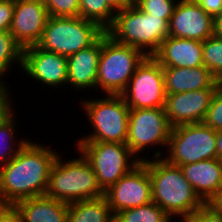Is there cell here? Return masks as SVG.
Segmentation results:
<instances>
[{"label":"cell","mask_w":222,"mask_h":222,"mask_svg":"<svg viewBox=\"0 0 222 222\" xmlns=\"http://www.w3.org/2000/svg\"><path fill=\"white\" fill-rule=\"evenodd\" d=\"M57 150L28 140L4 166L0 167V205L43 196Z\"/></svg>","instance_id":"obj_1"},{"label":"cell","mask_w":222,"mask_h":222,"mask_svg":"<svg viewBox=\"0 0 222 222\" xmlns=\"http://www.w3.org/2000/svg\"><path fill=\"white\" fill-rule=\"evenodd\" d=\"M157 150L152 159L142 161L150 175L153 202L173 219L203 208L206 204L183 176L180 167L163 159L162 149Z\"/></svg>","instance_id":"obj_2"},{"label":"cell","mask_w":222,"mask_h":222,"mask_svg":"<svg viewBox=\"0 0 222 222\" xmlns=\"http://www.w3.org/2000/svg\"><path fill=\"white\" fill-rule=\"evenodd\" d=\"M80 158L63 160L58 154L49 172L45 196L66 203L105 196L90 162Z\"/></svg>","instance_id":"obj_3"},{"label":"cell","mask_w":222,"mask_h":222,"mask_svg":"<svg viewBox=\"0 0 222 222\" xmlns=\"http://www.w3.org/2000/svg\"><path fill=\"white\" fill-rule=\"evenodd\" d=\"M168 24L165 19L150 16L132 3L115 13L113 23L105 32L114 41L153 56L169 36Z\"/></svg>","instance_id":"obj_4"},{"label":"cell","mask_w":222,"mask_h":222,"mask_svg":"<svg viewBox=\"0 0 222 222\" xmlns=\"http://www.w3.org/2000/svg\"><path fill=\"white\" fill-rule=\"evenodd\" d=\"M146 57L142 51L114 41L105 32L98 61L97 88L106 95H120Z\"/></svg>","instance_id":"obj_5"},{"label":"cell","mask_w":222,"mask_h":222,"mask_svg":"<svg viewBox=\"0 0 222 222\" xmlns=\"http://www.w3.org/2000/svg\"><path fill=\"white\" fill-rule=\"evenodd\" d=\"M81 101L93 132L77 141L126 143L130 108L120 95Z\"/></svg>","instance_id":"obj_6"},{"label":"cell","mask_w":222,"mask_h":222,"mask_svg":"<svg viewBox=\"0 0 222 222\" xmlns=\"http://www.w3.org/2000/svg\"><path fill=\"white\" fill-rule=\"evenodd\" d=\"M104 33L99 25L82 17L49 16L36 45L68 57L93 45Z\"/></svg>","instance_id":"obj_7"},{"label":"cell","mask_w":222,"mask_h":222,"mask_svg":"<svg viewBox=\"0 0 222 222\" xmlns=\"http://www.w3.org/2000/svg\"><path fill=\"white\" fill-rule=\"evenodd\" d=\"M75 145L90 162L104 192L140 163L126 143L76 141Z\"/></svg>","instance_id":"obj_8"},{"label":"cell","mask_w":222,"mask_h":222,"mask_svg":"<svg viewBox=\"0 0 222 222\" xmlns=\"http://www.w3.org/2000/svg\"><path fill=\"white\" fill-rule=\"evenodd\" d=\"M165 157L167 162L182 166L217 158L216 130L204 123L172 128Z\"/></svg>","instance_id":"obj_9"},{"label":"cell","mask_w":222,"mask_h":222,"mask_svg":"<svg viewBox=\"0 0 222 222\" xmlns=\"http://www.w3.org/2000/svg\"><path fill=\"white\" fill-rule=\"evenodd\" d=\"M172 127L164 107L151 109H130L126 145L140 162L145 160L138 156L148 147L161 148L168 145ZM155 145V146H154ZM138 157V158H137Z\"/></svg>","instance_id":"obj_10"},{"label":"cell","mask_w":222,"mask_h":222,"mask_svg":"<svg viewBox=\"0 0 222 222\" xmlns=\"http://www.w3.org/2000/svg\"><path fill=\"white\" fill-rule=\"evenodd\" d=\"M130 109L164 107L166 92L162 66L147 56L120 94Z\"/></svg>","instance_id":"obj_11"},{"label":"cell","mask_w":222,"mask_h":222,"mask_svg":"<svg viewBox=\"0 0 222 222\" xmlns=\"http://www.w3.org/2000/svg\"><path fill=\"white\" fill-rule=\"evenodd\" d=\"M105 198L114 216L120 211L153 202L152 186L147 166L140 162L105 191Z\"/></svg>","instance_id":"obj_12"},{"label":"cell","mask_w":222,"mask_h":222,"mask_svg":"<svg viewBox=\"0 0 222 222\" xmlns=\"http://www.w3.org/2000/svg\"><path fill=\"white\" fill-rule=\"evenodd\" d=\"M21 69L48 88H59L67 82V57L46 51L37 45L23 49Z\"/></svg>","instance_id":"obj_13"},{"label":"cell","mask_w":222,"mask_h":222,"mask_svg":"<svg viewBox=\"0 0 222 222\" xmlns=\"http://www.w3.org/2000/svg\"><path fill=\"white\" fill-rule=\"evenodd\" d=\"M169 36L203 42L214 35V18L196 0H178L168 24Z\"/></svg>","instance_id":"obj_14"},{"label":"cell","mask_w":222,"mask_h":222,"mask_svg":"<svg viewBox=\"0 0 222 222\" xmlns=\"http://www.w3.org/2000/svg\"><path fill=\"white\" fill-rule=\"evenodd\" d=\"M219 88H205L166 95L164 111L172 128L203 123L211 100Z\"/></svg>","instance_id":"obj_15"},{"label":"cell","mask_w":222,"mask_h":222,"mask_svg":"<svg viewBox=\"0 0 222 222\" xmlns=\"http://www.w3.org/2000/svg\"><path fill=\"white\" fill-rule=\"evenodd\" d=\"M49 18L44 3L31 0H15L10 34L24 49L36 45Z\"/></svg>","instance_id":"obj_16"},{"label":"cell","mask_w":222,"mask_h":222,"mask_svg":"<svg viewBox=\"0 0 222 222\" xmlns=\"http://www.w3.org/2000/svg\"><path fill=\"white\" fill-rule=\"evenodd\" d=\"M162 68L204 66L202 42L168 36L152 56Z\"/></svg>","instance_id":"obj_17"},{"label":"cell","mask_w":222,"mask_h":222,"mask_svg":"<svg viewBox=\"0 0 222 222\" xmlns=\"http://www.w3.org/2000/svg\"><path fill=\"white\" fill-rule=\"evenodd\" d=\"M102 50V36L91 46L67 57L66 84L77 91L97 90L98 61Z\"/></svg>","instance_id":"obj_18"},{"label":"cell","mask_w":222,"mask_h":222,"mask_svg":"<svg viewBox=\"0 0 222 222\" xmlns=\"http://www.w3.org/2000/svg\"><path fill=\"white\" fill-rule=\"evenodd\" d=\"M196 194L209 204L222 189V161L218 158L179 166Z\"/></svg>","instance_id":"obj_19"},{"label":"cell","mask_w":222,"mask_h":222,"mask_svg":"<svg viewBox=\"0 0 222 222\" xmlns=\"http://www.w3.org/2000/svg\"><path fill=\"white\" fill-rule=\"evenodd\" d=\"M162 69L166 95L222 86V82L218 81L205 66Z\"/></svg>","instance_id":"obj_20"},{"label":"cell","mask_w":222,"mask_h":222,"mask_svg":"<svg viewBox=\"0 0 222 222\" xmlns=\"http://www.w3.org/2000/svg\"><path fill=\"white\" fill-rule=\"evenodd\" d=\"M14 206L22 222H67L68 203L45 195L20 200Z\"/></svg>","instance_id":"obj_21"},{"label":"cell","mask_w":222,"mask_h":222,"mask_svg":"<svg viewBox=\"0 0 222 222\" xmlns=\"http://www.w3.org/2000/svg\"><path fill=\"white\" fill-rule=\"evenodd\" d=\"M114 218L105 196L68 203L67 222H114Z\"/></svg>","instance_id":"obj_22"},{"label":"cell","mask_w":222,"mask_h":222,"mask_svg":"<svg viewBox=\"0 0 222 222\" xmlns=\"http://www.w3.org/2000/svg\"><path fill=\"white\" fill-rule=\"evenodd\" d=\"M159 205L151 202L144 206L120 211L115 215L114 222H173Z\"/></svg>","instance_id":"obj_23"},{"label":"cell","mask_w":222,"mask_h":222,"mask_svg":"<svg viewBox=\"0 0 222 222\" xmlns=\"http://www.w3.org/2000/svg\"><path fill=\"white\" fill-rule=\"evenodd\" d=\"M14 117L16 115L13 113L0 125V167L15 157L18 150L28 141V138L16 141L17 122Z\"/></svg>","instance_id":"obj_24"},{"label":"cell","mask_w":222,"mask_h":222,"mask_svg":"<svg viewBox=\"0 0 222 222\" xmlns=\"http://www.w3.org/2000/svg\"><path fill=\"white\" fill-rule=\"evenodd\" d=\"M80 17L107 30L114 21L115 11L106 0H79Z\"/></svg>","instance_id":"obj_25"},{"label":"cell","mask_w":222,"mask_h":222,"mask_svg":"<svg viewBox=\"0 0 222 222\" xmlns=\"http://www.w3.org/2000/svg\"><path fill=\"white\" fill-rule=\"evenodd\" d=\"M23 48L15 41L9 31H0V85L6 84L3 80L12 69L14 62L22 66Z\"/></svg>","instance_id":"obj_26"},{"label":"cell","mask_w":222,"mask_h":222,"mask_svg":"<svg viewBox=\"0 0 222 222\" xmlns=\"http://www.w3.org/2000/svg\"><path fill=\"white\" fill-rule=\"evenodd\" d=\"M202 49L204 66L222 82V37L212 35L202 42Z\"/></svg>","instance_id":"obj_27"},{"label":"cell","mask_w":222,"mask_h":222,"mask_svg":"<svg viewBox=\"0 0 222 222\" xmlns=\"http://www.w3.org/2000/svg\"><path fill=\"white\" fill-rule=\"evenodd\" d=\"M143 12L165 19L168 23L178 0H132Z\"/></svg>","instance_id":"obj_28"},{"label":"cell","mask_w":222,"mask_h":222,"mask_svg":"<svg viewBox=\"0 0 222 222\" xmlns=\"http://www.w3.org/2000/svg\"><path fill=\"white\" fill-rule=\"evenodd\" d=\"M45 6L52 17H80L79 0H47Z\"/></svg>","instance_id":"obj_29"},{"label":"cell","mask_w":222,"mask_h":222,"mask_svg":"<svg viewBox=\"0 0 222 222\" xmlns=\"http://www.w3.org/2000/svg\"><path fill=\"white\" fill-rule=\"evenodd\" d=\"M203 123L216 131L222 129V86L214 94Z\"/></svg>","instance_id":"obj_30"},{"label":"cell","mask_w":222,"mask_h":222,"mask_svg":"<svg viewBox=\"0 0 222 222\" xmlns=\"http://www.w3.org/2000/svg\"><path fill=\"white\" fill-rule=\"evenodd\" d=\"M181 222H222V218L208 205L181 217Z\"/></svg>","instance_id":"obj_31"},{"label":"cell","mask_w":222,"mask_h":222,"mask_svg":"<svg viewBox=\"0 0 222 222\" xmlns=\"http://www.w3.org/2000/svg\"><path fill=\"white\" fill-rule=\"evenodd\" d=\"M8 88L10 87L9 85L7 87V84L0 85V125L15 112L11 107L13 100L9 97L11 96L9 91L12 90Z\"/></svg>","instance_id":"obj_32"},{"label":"cell","mask_w":222,"mask_h":222,"mask_svg":"<svg viewBox=\"0 0 222 222\" xmlns=\"http://www.w3.org/2000/svg\"><path fill=\"white\" fill-rule=\"evenodd\" d=\"M15 9V0H0V31H9Z\"/></svg>","instance_id":"obj_33"},{"label":"cell","mask_w":222,"mask_h":222,"mask_svg":"<svg viewBox=\"0 0 222 222\" xmlns=\"http://www.w3.org/2000/svg\"><path fill=\"white\" fill-rule=\"evenodd\" d=\"M0 222H22V218L14 205H0Z\"/></svg>","instance_id":"obj_34"},{"label":"cell","mask_w":222,"mask_h":222,"mask_svg":"<svg viewBox=\"0 0 222 222\" xmlns=\"http://www.w3.org/2000/svg\"><path fill=\"white\" fill-rule=\"evenodd\" d=\"M201 8L215 18L222 12V0H196Z\"/></svg>","instance_id":"obj_35"},{"label":"cell","mask_w":222,"mask_h":222,"mask_svg":"<svg viewBox=\"0 0 222 222\" xmlns=\"http://www.w3.org/2000/svg\"><path fill=\"white\" fill-rule=\"evenodd\" d=\"M106 2L115 12L121 11L133 3L132 0H106Z\"/></svg>","instance_id":"obj_36"},{"label":"cell","mask_w":222,"mask_h":222,"mask_svg":"<svg viewBox=\"0 0 222 222\" xmlns=\"http://www.w3.org/2000/svg\"><path fill=\"white\" fill-rule=\"evenodd\" d=\"M208 205L222 218V189Z\"/></svg>","instance_id":"obj_37"},{"label":"cell","mask_w":222,"mask_h":222,"mask_svg":"<svg viewBox=\"0 0 222 222\" xmlns=\"http://www.w3.org/2000/svg\"><path fill=\"white\" fill-rule=\"evenodd\" d=\"M214 34L222 37V12L214 18Z\"/></svg>","instance_id":"obj_38"},{"label":"cell","mask_w":222,"mask_h":222,"mask_svg":"<svg viewBox=\"0 0 222 222\" xmlns=\"http://www.w3.org/2000/svg\"><path fill=\"white\" fill-rule=\"evenodd\" d=\"M217 158L222 161V129L216 131Z\"/></svg>","instance_id":"obj_39"},{"label":"cell","mask_w":222,"mask_h":222,"mask_svg":"<svg viewBox=\"0 0 222 222\" xmlns=\"http://www.w3.org/2000/svg\"><path fill=\"white\" fill-rule=\"evenodd\" d=\"M31 1L41 2V3H44V4L47 2V0H31Z\"/></svg>","instance_id":"obj_40"}]
</instances>
